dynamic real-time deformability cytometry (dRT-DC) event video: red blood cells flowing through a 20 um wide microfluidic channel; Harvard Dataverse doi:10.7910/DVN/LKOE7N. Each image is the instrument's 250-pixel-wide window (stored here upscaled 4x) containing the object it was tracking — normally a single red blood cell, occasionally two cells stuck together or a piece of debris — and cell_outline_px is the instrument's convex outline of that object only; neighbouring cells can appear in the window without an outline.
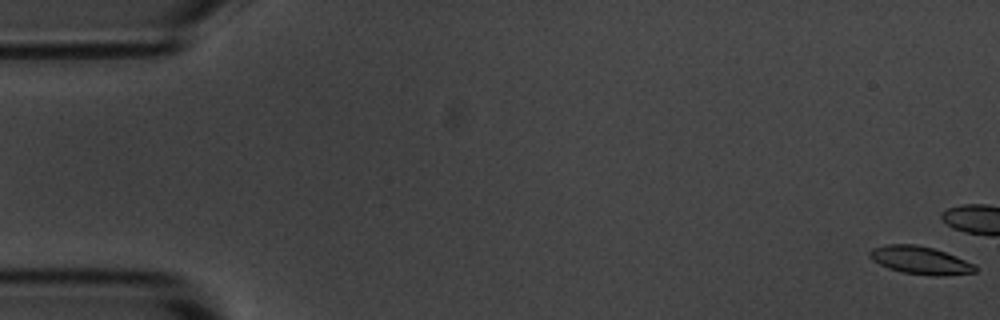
{"species": "common noctule bat (a hibernating species)", "species_latin": "Nyctalus noctula", "temperature_condition": "room temperature", "stored_images_in_passage": 18, "camera_frame_rate_fps": 3000, "um_per_image_px": 0.085, "animal": {"sex": "male", "body_mass_g": 20.1, "forearm_length_mm": 53.5}, "frame": {"image": 1, "passage_image": 1, "time_ms": 0.0, "image_size_px": [1000, 320], "cell_outline_px": [[976, 272], [940, 276], [936, 276], [900, 272], [888, 268], [872, 260], [868, 256], [868, 252], [872, 248], [888, 244], [916, 244], [932, 248], [956, 256], [976, 264]], "centroid_in_image_um": [78.2, 22.12], "position_along_channel_um": 6.8, "area_um2": 17.17}}